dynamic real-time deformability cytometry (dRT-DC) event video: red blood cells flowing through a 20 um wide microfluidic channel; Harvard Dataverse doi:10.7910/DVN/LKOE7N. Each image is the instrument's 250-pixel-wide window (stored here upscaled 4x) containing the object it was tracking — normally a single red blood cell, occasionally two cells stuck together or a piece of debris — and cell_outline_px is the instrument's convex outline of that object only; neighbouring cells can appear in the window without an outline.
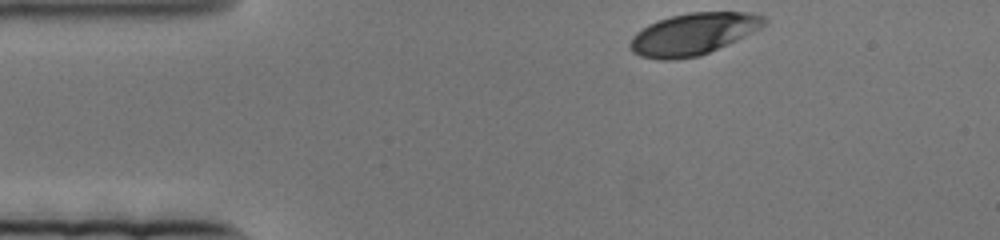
{"species": "human", "species_latin": "Homo sapiens", "temperature_condition": "cold", "stored_images_in_passage": 62, "camera_frame_rate_fps": 3000, "um_per_image_px": 0.085, "donor": {"sex": "female"}, "frame": {"image": 1, "passage_image": 1, "time_ms": 0.0, "image_size_px": [1000, 240], "cell_outline_px": [[768, 20], [760, 28], [728, 44], [700, 56], [672, 60], [660, 60], [640, 56], [632, 52], [628, 48], [628, 44], [632, 36], [636, 32], [648, 24], [656, 20], [672, 16], [692, 12], [752, 12], [764, 16]], "centroid_in_image_um": [58.88, 2.89], "position_along_channel_um": 26.1, "area_um2": 32.83}}
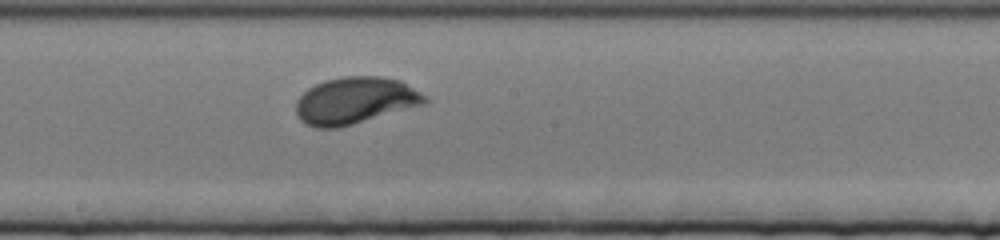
{"frame": {"image": 2, "passage_image": 32, "time_ms": 10.333, "image_size_px": [1000, 240], "cell_outline_px": [[428, 104], [340, 128], [316, 128], [304, 124], [296, 116], [296, 100], [308, 88], [324, 80], [344, 76], [380, 76], [400, 80], [428, 96]], "centroid_in_image_um": [30.21, 8.56], "position_along_channel_um": 218.0, "area_um2": 35.84}}
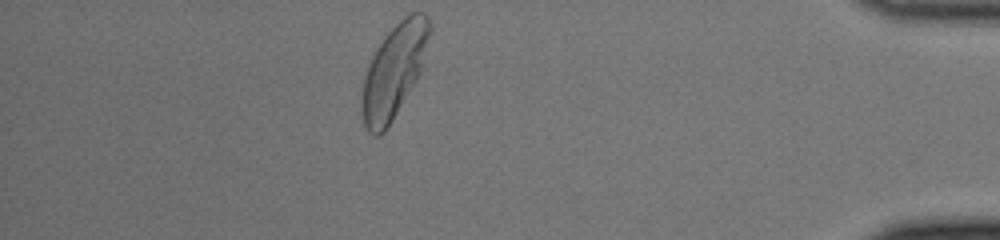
{"frame": {"image": 3, "passage_image": 61, "time_ms": 20.0, "image_size_px": [1000, 240], "cell_outline_px": [[432, 32], [420, 72], [416, 80], [392, 120], [384, 132], [380, 136], [372, 136], [368, 132], [364, 124], [360, 108], [360, 104], [364, 76], [368, 64], [376, 48], [384, 36], [404, 16], [412, 12], [424, 12], [428, 16], [432, 24]], "centroid_in_image_um": [33.49, 6.01], "position_along_channel_um": 401.7, "area_um2": 37.11}}